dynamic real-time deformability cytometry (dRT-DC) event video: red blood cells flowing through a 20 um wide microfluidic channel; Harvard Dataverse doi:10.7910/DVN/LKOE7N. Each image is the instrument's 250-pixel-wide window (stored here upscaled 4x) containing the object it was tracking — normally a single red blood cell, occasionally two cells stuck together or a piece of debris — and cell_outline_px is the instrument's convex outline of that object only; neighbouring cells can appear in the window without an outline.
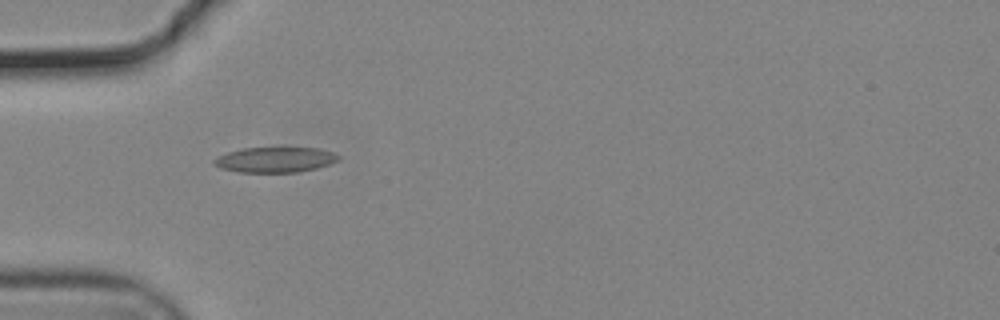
{"species": "common noctule bat (a hibernating species)", "species_latin": "Nyctalus noctula", "temperature_condition": "cold", "stored_images_in_passage": 37, "camera_frame_rate_fps": 3000, "um_per_image_px": 0.085, "animal": {"sex": "male", "body_mass_g": 19.2, "forearm_length_mm": 51.8}, "frame": {"image": 1, "passage_image": 1, "time_ms": 0.0, "image_size_px": [1000, 320], "cell_outline_px": [[340, 160], [316, 168], [296, 172], [240, 172], [220, 168], [212, 164], [212, 160], [228, 152], [244, 148], [320, 148], [332, 152], [340, 156]], "centroid_in_image_um": [23.38, 13.57], "position_along_channel_um": 61.6, "area_um2": 18.21}}
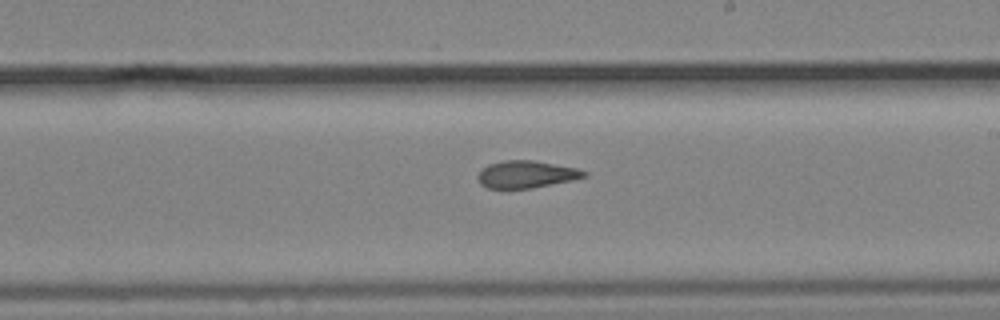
{"frame": {"image": 2, "passage_image": 16, "time_ms": 5.0, "image_size_px": [1000, 320], "cell_outline_px": [[588, 176], [572, 180], [532, 188], [488, 188], [480, 184], [476, 176], [480, 168], [488, 164], [504, 160], [532, 160], [576, 168], [588, 172]], "centroid_in_image_um": [44.69, 14.81], "position_along_channel_um": 244.3, "area_um2": 16.94}}
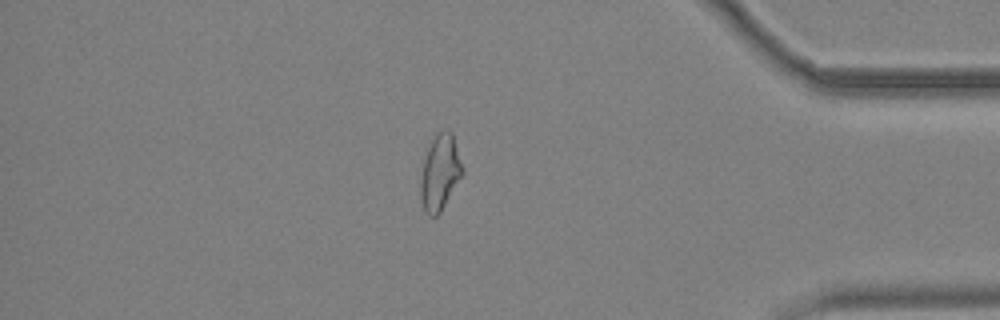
{"frame": {"image": 3, "passage_image": 31, "time_ms": 10.0, "image_size_px": [1000, 320], "cell_outline_px": [[464, 172], [440, 212], [436, 216], [428, 216], [424, 212], [420, 196], [420, 180], [424, 160], [428, 148], [436, 132], [452, 132], [464, 168]], "centroid_in_image_um": [37.4, 14.69], "position_along_channel_um": 397.8, "area_um2": 18.32}}